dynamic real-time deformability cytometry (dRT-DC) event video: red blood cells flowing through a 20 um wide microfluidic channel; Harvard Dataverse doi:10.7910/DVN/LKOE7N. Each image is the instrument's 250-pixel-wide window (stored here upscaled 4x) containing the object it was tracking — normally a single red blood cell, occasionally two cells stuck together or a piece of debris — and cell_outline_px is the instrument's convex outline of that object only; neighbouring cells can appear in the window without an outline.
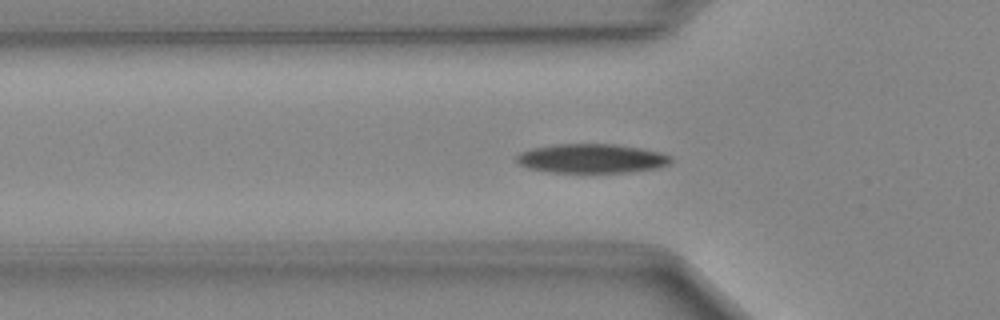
{"species": "Egyptian fruit bat (a non-hibernating species)", "species_latin": "Rousettus aegyptiacus", "temperature_condition": "cold", "stored_images_in_passage": 49, "camera_frame_rate_fps": 3000, "um_per_image_px": 0.085, "animal": {"sex": "female"}, "frame": {"image": 1, "passage_image": 15, "time_ms": 4.667, "image_size_px": [1000, 320], "cell_outline_px": [[672, 160], [668, 164], [660, 168], [628, 172], [548, 172], [528, 168], [520, 164], [516, 160], [516, 156], [520, 152], [532, 148], [556, 144], [612, 144], [640, 148], [660, 152], [672, 156]], "centroid_in_image_um": [50.3, 13.47], "position_along_channel_um": 75.5, "area_um2": 26.24}}
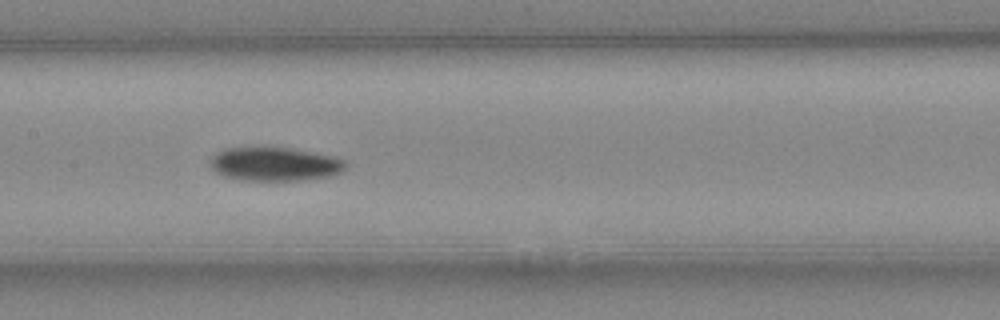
{"frame": {"image": 2, "passage_image": 23, "time_ms": 7.333, "image_size_px": [1000, 320], "cell_outline_px": [[348, 164], [340, 172], [328, 176], [304, 180], [240, 180], [224, 176], [216, 172], [212, 168], [212, 156], [224, 148], [288, 148], [336, 156], [344, 160]], "centroid_in_image_um": [23.38, 13.95], "position_along_channel_um": 184.0, "area_um2": 26.3}}
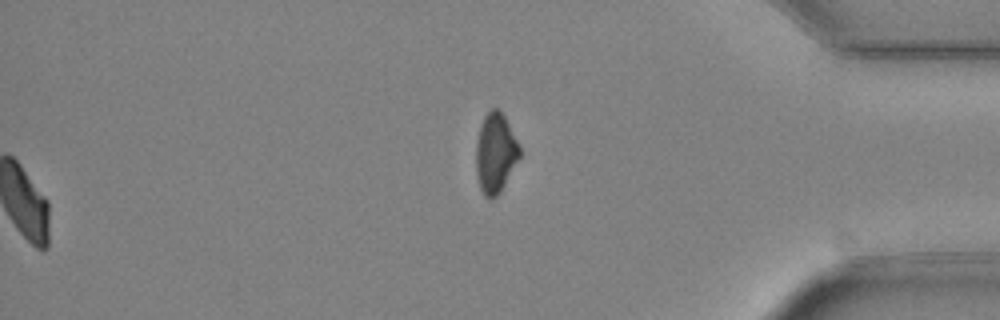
{"frame": {"image": 3, "passage_image": 49, "time_ms": 16.0, "image_size_px": [1000, 320], "cell_outline_px": [[520, 156], [500, 192], [496, 196], [484, 196], [480, 188], [476, 172], [476, 144], [480, 128], [484, 116], [492, 108], [496, 108], [504, 116], [520, 144]], "centroid_in_image_um": [42.11, 12.99], "position_along_channel_um": 393.1, "area_um2": 19.94}}